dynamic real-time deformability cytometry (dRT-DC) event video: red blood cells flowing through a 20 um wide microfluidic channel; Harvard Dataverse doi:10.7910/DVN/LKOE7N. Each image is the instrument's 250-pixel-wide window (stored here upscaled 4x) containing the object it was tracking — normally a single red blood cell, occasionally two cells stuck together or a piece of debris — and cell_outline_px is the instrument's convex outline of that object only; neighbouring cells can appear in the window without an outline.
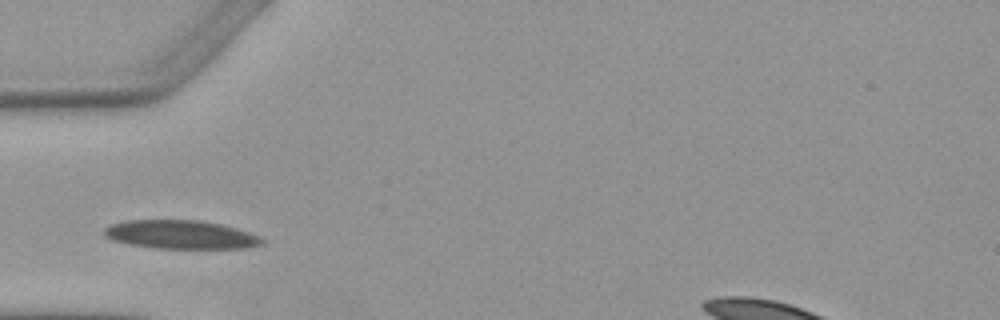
{"species": "Egyptian fruit bat (a non-hibernating species)", "species_latin": "Rousettus aegyptiacus", "temperature_condition": "warm", "stored_images_in_passage": 1, "camera_frame_rate_fps": 3000, "um_per_image_px": 0.085, "animal": {"sex": "female"}, "frame": {"image": 1, "passage_image": 1, "time_ms": 0.0, "image_size_px": [1000, 320], "cell_outline_px": [[264, 244], [248, 248], [152, 248], [128, 244], [112, 240], [104, 236], [104, 228], [108, 224], [124, 220], [200, 220], [220, 224], [236, 228], [260, 236], [264, 240]], "centroid_in_image_um": [15.33, 19.94], "position_along_channel_um": 69.7, "area_um2": 26.53}}